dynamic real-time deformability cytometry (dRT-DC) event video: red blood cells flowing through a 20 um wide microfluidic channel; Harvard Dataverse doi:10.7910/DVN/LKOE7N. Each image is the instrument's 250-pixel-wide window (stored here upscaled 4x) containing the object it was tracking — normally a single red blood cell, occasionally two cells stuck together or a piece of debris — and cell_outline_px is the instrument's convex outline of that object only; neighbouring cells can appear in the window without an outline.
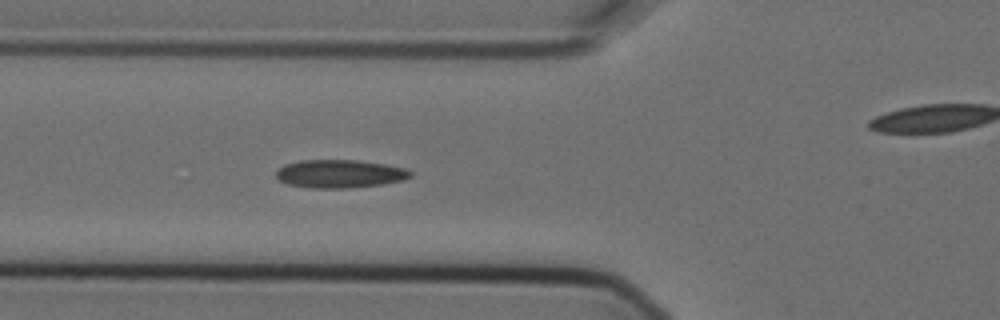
{"species": "Egyptian fruit bat (a non-hibernating species)", "species_latin": "Rousettus aegyptiacus", "temperature_condition": "cold", "stored_images_in_passage": 6, "segment_of_instrument_passage": [1, 2], "camera_frame_rate_fps": 3000, "um_per_image_px": 0.085, "animal": {"sex": "female"}, "frame": {"image": 1, "passage_image": 5, "time_ms": 1.333, "image_size_px": [1000, 320], "cell_outline_px": [[412, 176], [404, 180], [380, 184], [348, 188], [312, 188], [288, 184], [280, 180], [276, 176], [276, 172], [284, 164], [300, 160], [356, 160], [384, 164], [404, 168], [412, 172]], "centroid_in_image_um": [28.87, 14.77], "position_along_channel_um": 96.9, "area_um2": 21.91}}